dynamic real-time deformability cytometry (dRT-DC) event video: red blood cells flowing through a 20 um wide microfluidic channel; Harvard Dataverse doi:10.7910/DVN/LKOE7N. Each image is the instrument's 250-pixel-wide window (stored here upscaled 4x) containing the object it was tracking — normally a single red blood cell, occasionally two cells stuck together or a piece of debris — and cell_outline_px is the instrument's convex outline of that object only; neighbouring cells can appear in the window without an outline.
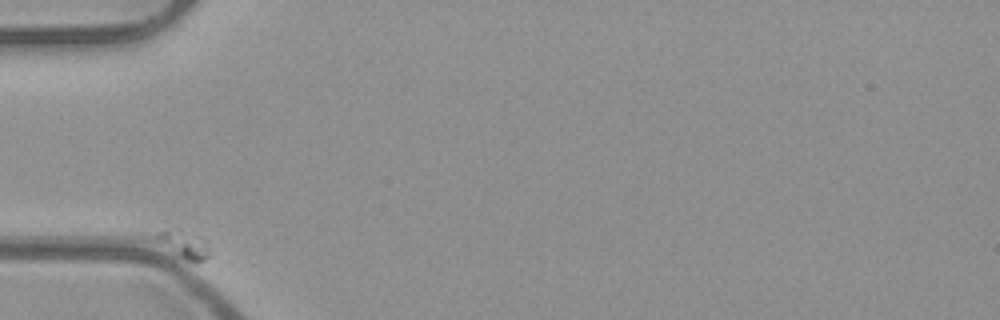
{"species": "common noctule bat (a hibernating species)", "species_latin": "Nyctalus noctula", "temperature_condition": "room temperature", "stored_images_in_passage": 37, "camera_frame_rate_fps": 3000, "um_per_image_px": 0.085, "animal": {"sex": "male", "body_mass_g": 23.1, "forearm_length_mm": 52.7}, "frame": {"image": 1, "passage_image": 1, "time_ms": 0.0, "image_size_px": [1000, 320], "cell_outline_px": [[208, 256], [204, 260], [184, 260], [176, 256], [140, 236], [164, 228], [176, 228], [204, 236], [208, 240]], "centroid_in_image_um": [15.32, 20.67], "position_along_channel_um": 69.7, "area_um2": 10.12}}
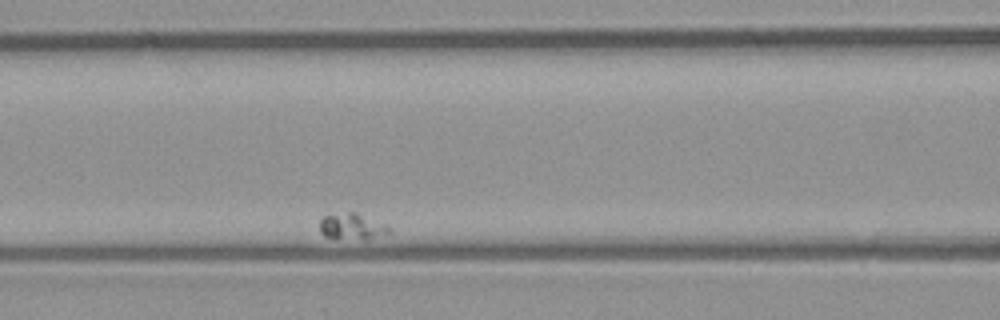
{"frame": {"image": 2, "passage_image": 11, "time_ms": 3.333, "image_size_px": [1000, 320], "cell_outline_px": [[392, 232], [368, 240], [336, 240], [324, 236], [320, 232], [320, 220], [324, 216], [348, 212], [356, 212], [384, 224], [392, 228]], "centroid_in_image_um": [29.93, 19.3], "position_along_channel_um": 136.7, "area_um2": 10.98}}
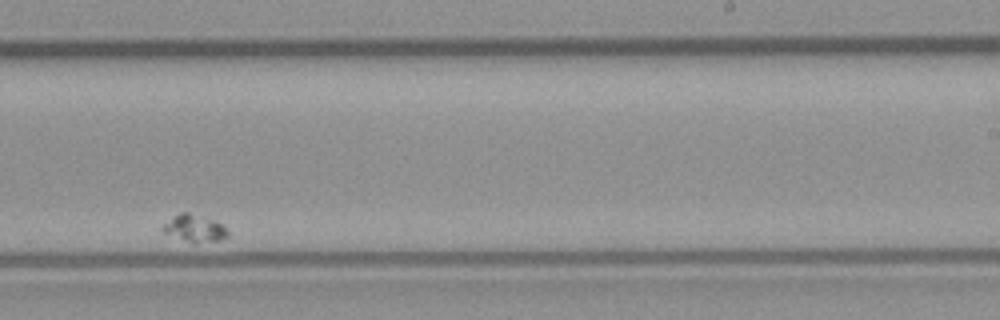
{"frame": {"image": 3, "passage_image": 27, "time_ms": 8.667, "image_size_px": [1000, 320], "cell_outline_px": [[228, 236], [220, 240], [196, 244], [164, 232], [160, 228], [164, 224], [180, 212], [188, 212], [216, 220], [228, 232]], "centroid_in_image_um": [16.56, 19.41], "position_along_channel_um": 272.4, "area_um2": 10.12}}